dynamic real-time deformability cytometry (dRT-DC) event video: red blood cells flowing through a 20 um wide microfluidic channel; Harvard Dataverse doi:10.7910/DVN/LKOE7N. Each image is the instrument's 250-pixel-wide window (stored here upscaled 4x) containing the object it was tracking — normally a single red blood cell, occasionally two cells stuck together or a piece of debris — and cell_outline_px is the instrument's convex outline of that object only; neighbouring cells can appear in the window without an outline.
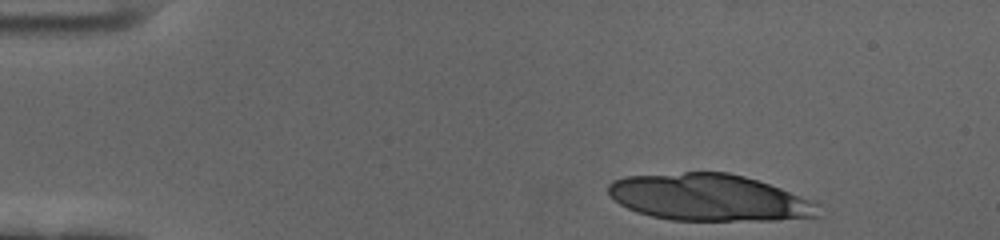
{"species": "human", "species_latin": "Homo sapiens", "temperature_condition": "cold", "stored_images_in_passage": 12, "camera_frame_rate_fps": 3000, "um_per_image_px": 0.085, "donor": {"sex": "female"}, "frame": {"image": 1, "passage_image": 1, "time_ms": 0.0, "image_size_px": [1000, 240], "cell_outline_px": [[820, 216], [776, 220], [672, 220], [652, 216], [636, 212], [620, 204], [608, 192], [608, 184], [612, 180], [624, 176], [684, 172], [728, 172], [744, 176], [780, 188], [820, 204]], "centroid_in_image_um": [60.26, 16.79], "position_along_channel_um": 24.7, "area_um2": 57.16}}